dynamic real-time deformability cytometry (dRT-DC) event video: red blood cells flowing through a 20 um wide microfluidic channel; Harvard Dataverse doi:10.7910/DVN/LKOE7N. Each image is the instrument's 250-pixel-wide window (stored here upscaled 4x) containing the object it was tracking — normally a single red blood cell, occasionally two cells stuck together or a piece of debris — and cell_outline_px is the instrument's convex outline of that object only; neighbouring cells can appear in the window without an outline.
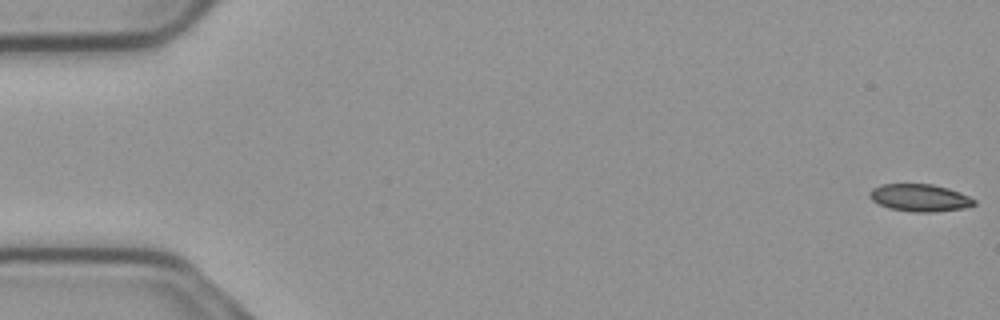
{"species": "common noctule bat (a hibernating species)", "species_latin": "Nyctalus noctula", "temperature_condition": "cold", "stored_images_in_passage": 56, "camera_frame_rate_fps": 3000, "um_per_image_px": 0.085, "animal": {"sex": "male", "body_mass_g": 23.1, "forearm_length_mm": 52.7}, "frame": {"image": 1, "passage_image": 1, "time_ms": 0.0, "image_size_px": [1000, 320], "cell_outline_px": [[976, 204], [964, 208], [932, 212], [912, 212], [888, 208], [872, 200], [868, 196], [868, 192], [872, 188], [880, 184], [932, 184], [948, 188], [968, 196], [976, 200]], "centroid_in_image_um": [78.15, 16.81], "position_along_channel_um": 6.9, "area_um2": 16.7}}
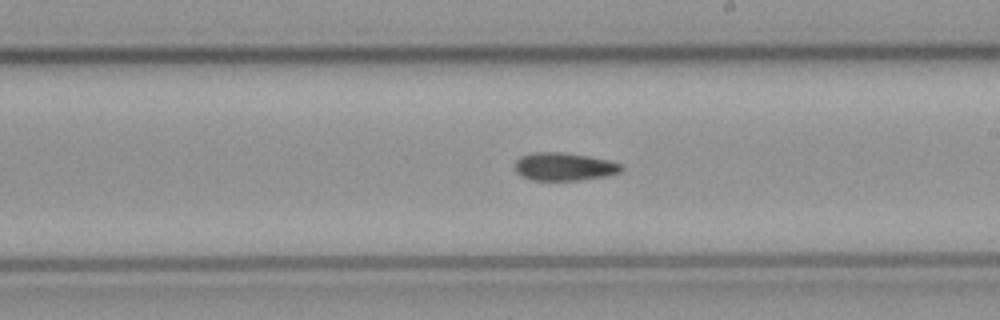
{"frame": {"image": 2, "passage_image": 32, "time_ms": 10.333, "image_size_px": [1000, 320], "cell_outline_px": [[624, 168], [620, 172], [604, 176], [580, 180], [532, 180], [520, 176], [516, 172], [516, 160], [520, 156], [532, 152], [560, 152], [588, 156], [608, 160], [620, 164]], "centroid_in_image_um": [47.92, 14.16], "position_along_channel_um": 241.1, "area_um2": 17.28}}
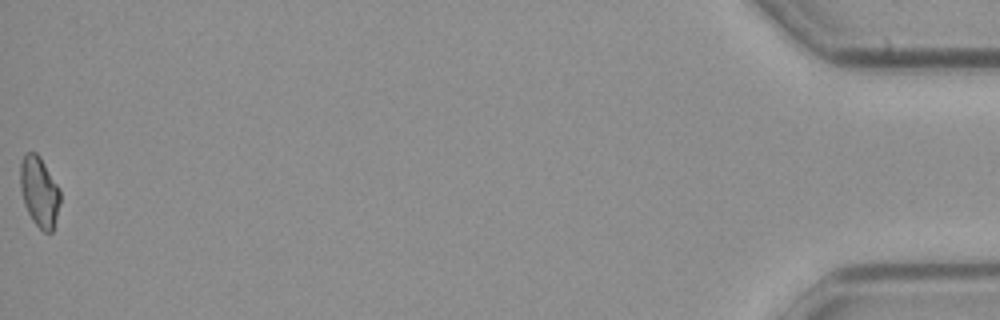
{"frame": {"image": 3, "passage_image": 56, "time_ms": 18.333, "image_size_px": [1000, 320], "cell_outline_px": [[60, 204], [52, 232], [44, 232], [32, 220], [24, 204], [20, 188], [20, 164], [24, 152], [36, 152], [40, 156], [60, 188]], "centroid_in_image_um": [3.34, 16.26], "position_along_channel_um": 431.9, "area_um2": 16.47}}